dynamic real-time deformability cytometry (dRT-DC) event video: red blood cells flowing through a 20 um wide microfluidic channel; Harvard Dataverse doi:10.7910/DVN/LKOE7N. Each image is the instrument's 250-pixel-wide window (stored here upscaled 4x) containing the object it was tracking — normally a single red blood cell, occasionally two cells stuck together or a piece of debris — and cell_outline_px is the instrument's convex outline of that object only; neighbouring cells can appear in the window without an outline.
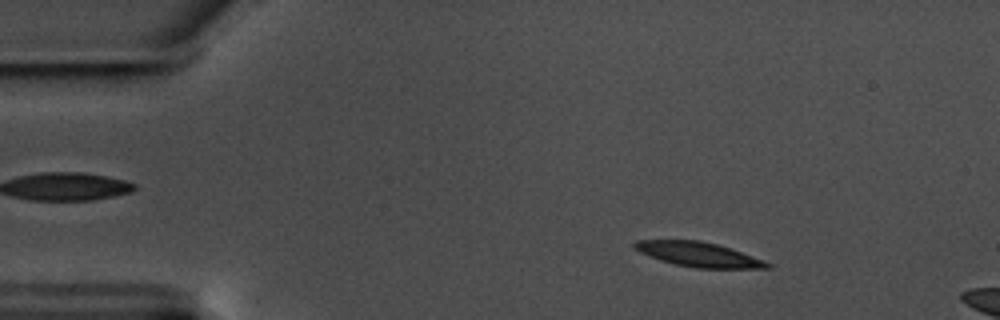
{"species": "common noctule bat (a hibernating species)", "species_latin": "Nyctalus noctula", "temperature_condition": "warm", "stored_images_in_passage": 15, "camera_frame_rate_fps": 3000, "um_per_image_px": 0.085, "animal": {"sex": "male", "body_mass_g": 17.5, "forearm_length_mm": 52.3}, "frame": {"image": 1, "passage_image": 9, "time_ms": 2.667, "image_size_px": [1000, 320], "cell_outline_px": [[772, 268], [696, 268], [676, 264], [660, 260], [648, 256], [640, 252], [632, 244], [636, 240], [700, 240], [732, 248], [764, 260], [772, 264]], "centroid_in_image_um": [59.41, 21.62], "position_along_channel_um": 25.6, "area_um2": 19.02}}